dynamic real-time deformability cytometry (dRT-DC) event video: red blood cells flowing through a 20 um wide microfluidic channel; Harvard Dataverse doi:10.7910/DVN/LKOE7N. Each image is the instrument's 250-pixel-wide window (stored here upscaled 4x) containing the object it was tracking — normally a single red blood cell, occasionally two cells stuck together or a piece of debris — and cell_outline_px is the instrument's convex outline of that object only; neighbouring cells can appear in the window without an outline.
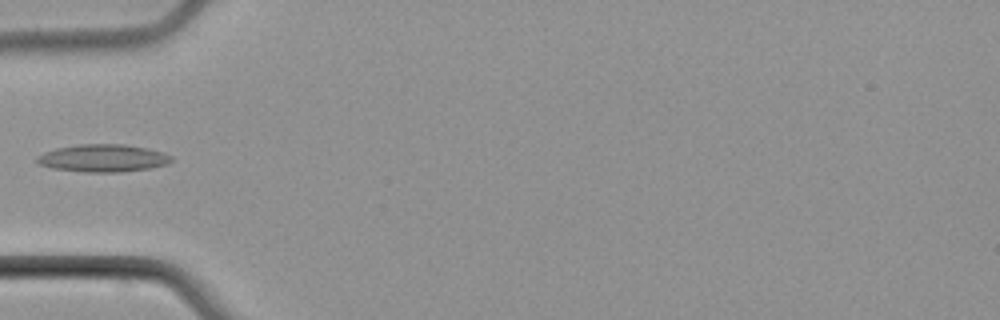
{"species": "common noctule bat (a hibernating species)", "species_latin": "Nyctalus noctula", "temperature_condition": "cold", "stored_images_in_passage": 3, "camera_frame_rate_fps": 3000, "um_per_image_px": 0.085, "animal": {"sex": "male", "body_mass_g": 21.5, "forearm_length_mm": 52.0}, "frame": {"image": 1, "passage_image": 3, "time_ms": 2.333, "image_size_px": [1000, 320], "cell_outline_px": [[172, 160], [168, 164], [148, 168], [120, 172], [84, 172], [52, 168], [40, 164], [36, 160], [36, 156], [44, 152], [56, 148], [76, 144], [124, 144], [148, 148], [164, 152], [172, 156]], "centroid_in_image_um": [8.76, 13.43], "position_along_channel_um": 76.2, "area_um2": 21.68}}